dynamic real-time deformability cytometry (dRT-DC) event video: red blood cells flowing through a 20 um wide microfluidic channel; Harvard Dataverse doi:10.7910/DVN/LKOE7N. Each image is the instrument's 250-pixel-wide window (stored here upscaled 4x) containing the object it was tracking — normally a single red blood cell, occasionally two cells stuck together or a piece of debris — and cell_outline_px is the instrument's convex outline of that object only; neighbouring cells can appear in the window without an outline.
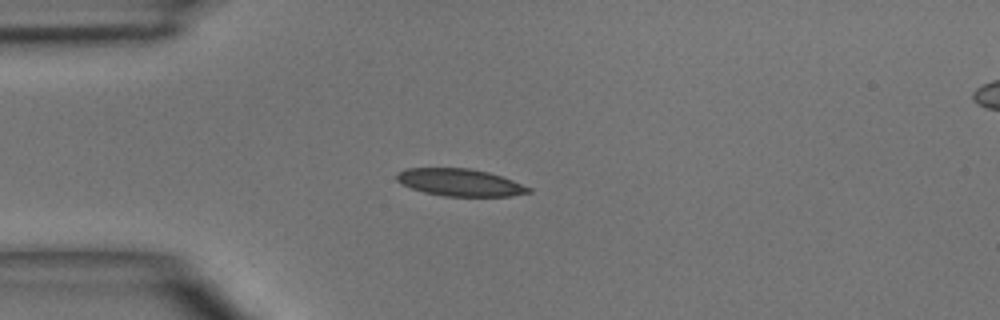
{"species": "common noctule bat (a hibernating species)", "species_latin": "Nyctalus noctula", "temperature_condition": "room temperature", "stored_images_in_passage": 5, "segment_of_instrument_passage": [1, 2], "camera_frame_rate_fps": 3000, "um_per_image_px": 0.085, "animal": {"sex": "male", "body_mass_g": 15.6}, "frame": {"image": 1, "passage_image": 4, "time_ms": 3.667, "image_size_px": [1000, 320], "cell_outline_px": [[532, 192], [512, 196], [444, 196], [424, 192], [412, 188], [396, 180], [396, 172], [404, 168], [468, 168], [488, 172], [512, 180], [532, 188]], "centroid_in_image_um": [39.09, 15.5], "position_along_channel_um": 45.9, "area_um2": 20.92}}